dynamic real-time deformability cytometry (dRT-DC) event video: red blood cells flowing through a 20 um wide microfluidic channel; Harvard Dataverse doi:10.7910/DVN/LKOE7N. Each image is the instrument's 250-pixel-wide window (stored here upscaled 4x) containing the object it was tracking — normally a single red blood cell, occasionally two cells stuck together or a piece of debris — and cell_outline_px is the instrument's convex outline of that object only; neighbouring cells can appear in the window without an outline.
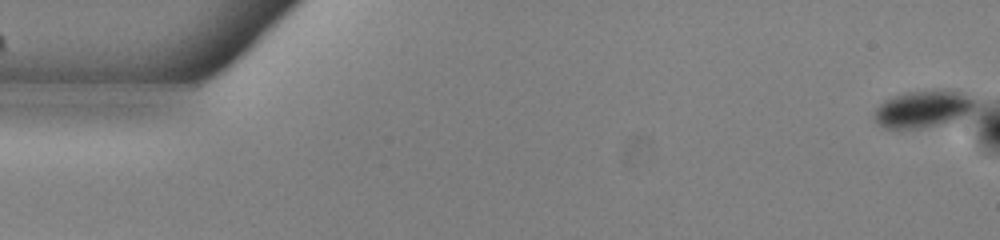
{"species": "common noctule bat (a hibernating species)", "species_latin": "Nyctalus noctula", "temperature_condition": "warm", "stored_images_in_passage": 54, "camera_frame_rate_fps": 3000, "um_per_image_px": 0.085, "animal": {"sex": "male", "body_mass_g": 13.0, "forearm_length_mm": 53.1}, "frame": {"image": 1, "passage_image": 1, "time_ms": 0.0, "image_size_px": [1000, 240], "cell_outline_px": [[976, 104], [960, 120], [920, 128], [884, 128], [876, 120], [872, 112], [884, 100], [892, 96], [904, 92], [940, 88], [972, 92], [976, 96]], "centroid_in_image_um": [78.55, 9.2], "position_along_channel_um": 6.4, "area_um2": 22.66}}
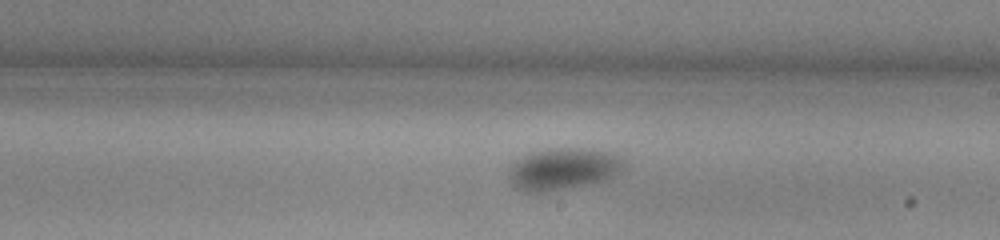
{"frame": {"image": 2, "passage_image": 31, "time_ms": 10.0, "image_size_px": [1000, 240], "cell_outline_px": [[628, 164], [616, 176], [604, 180], [544, 192], [528, 192], [520, 188], [508, 176], [508, 172], [512, 164], [520, 156], [528, 152], [544, 148], [592, 148], [616, 152]], "centroid_in_image_um": [47.94, 14.3], "position_along_channel_um": 241.1, "area_um2": 28.38}}
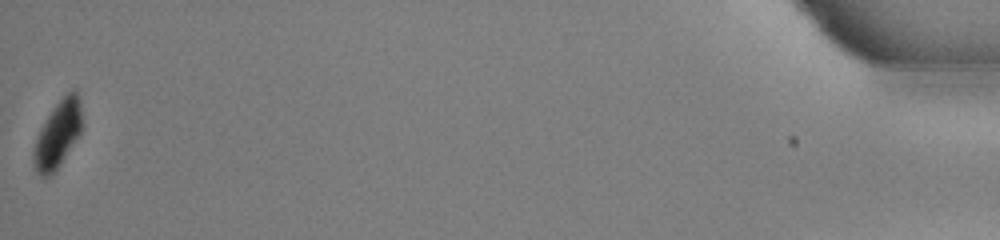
{"frame": {"image": 3, "passage_image": 54, "time_ms": 17.667, "image_size_px": [1000, 240], "cell_outline_px": [[80, 132], [60, 164], [52, 176], [40, 176], [36, 172], [32, 160], [32, 152], [40, 128], [56, 104], [72, 88], [76, 92], [80, 100]], "centroid_in_image_um": [4.86, 11.46], "position_along_channel_um": 430.3, "area_um2": 18.32}, "authors_computed_cell_mechanics": {"area_um2": 26.7614, "velocity_mm_per_s": 3.8173, "shape_relaxation_time_tau1_ms": 2.0862, "shape_relaxation_time_tau2_ms": null, "deformation_change_tau1": 0.0592, "deformation_change_tau2": null}}